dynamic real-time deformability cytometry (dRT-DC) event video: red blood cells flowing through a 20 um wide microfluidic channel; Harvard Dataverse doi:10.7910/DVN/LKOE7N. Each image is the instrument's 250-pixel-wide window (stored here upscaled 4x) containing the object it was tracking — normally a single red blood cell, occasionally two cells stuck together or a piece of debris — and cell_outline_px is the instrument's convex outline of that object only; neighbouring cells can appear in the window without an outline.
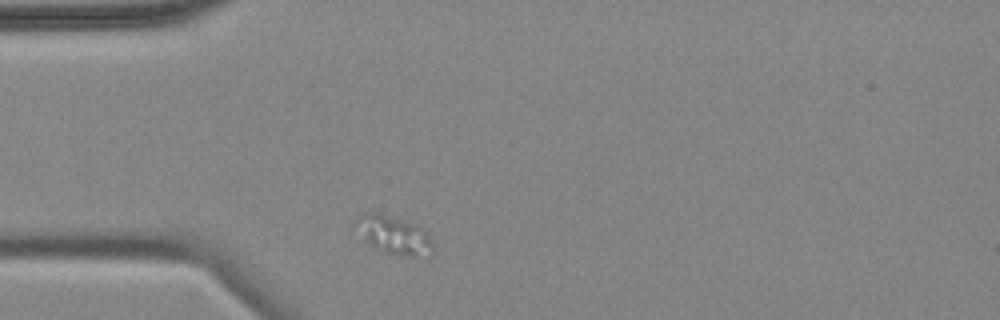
{"species": "common noctule bat (a hibernating species)", "species_latin": "Nyctalus noctula", "temperature_condition": "cold", "stored_images_in_passage": 6, "camera_frame_rate_fps": 3000, "um_per_image_px": 0.085, "animal": {"sex": "female", "body_mass_g": 18.4}, "frame": {"image": 1, "passage_image": 1, "time_ms": 0.0, "image_size_px": [1000, 320], "cell_outline_px": [[432, 252], [412, 256], [408, 256], [380, 252], [364, 240], [352, 228], [352, 224], [364, 212], [376, 212], [416, 224], [432, 240]], "centroid_in_image_um": [33.35, 19.96], "position_along_channel_um": 51.6, "area_um2": 17.11}}